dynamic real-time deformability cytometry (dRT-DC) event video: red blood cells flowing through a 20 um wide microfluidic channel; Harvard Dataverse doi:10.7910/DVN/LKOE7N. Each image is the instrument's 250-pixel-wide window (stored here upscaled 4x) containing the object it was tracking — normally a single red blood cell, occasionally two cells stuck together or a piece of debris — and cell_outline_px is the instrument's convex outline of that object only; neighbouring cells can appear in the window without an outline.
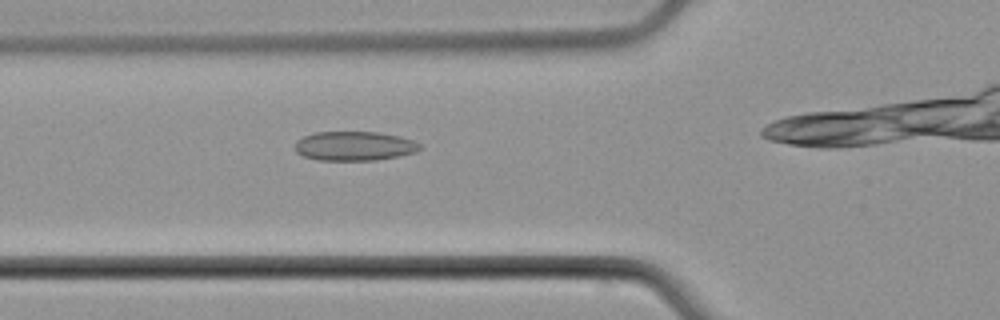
{"species": "common noctule bat (a hibernating species)", "species_latin": "Nyctalus noctula", "temperature_condition": "cold", "stored_images_in_passage": 4, "camera_frame_rate_fps": 3000, "um_per_image_px": 0.085, "animal": {"sex": "male", "body_mass_g": 21.5, "forearm_length_mm": 52.0}, "frame": {"image": 1, "passage_image": 2, "time_ms": 1.0, "image_size_px": [1000, 320], "cell_outline_px": [[420, 148], [416, 152], [376, 160], [320, 160], [304, 156], [296, 152], [296, 140], [312, 132], [376, 132], [400, 136], [412, 140], [420, 144]], "centroid_in_image_um": [30.1, 12.4], "position_along_channel_um": 95.7, "area_um2": 21.15}}